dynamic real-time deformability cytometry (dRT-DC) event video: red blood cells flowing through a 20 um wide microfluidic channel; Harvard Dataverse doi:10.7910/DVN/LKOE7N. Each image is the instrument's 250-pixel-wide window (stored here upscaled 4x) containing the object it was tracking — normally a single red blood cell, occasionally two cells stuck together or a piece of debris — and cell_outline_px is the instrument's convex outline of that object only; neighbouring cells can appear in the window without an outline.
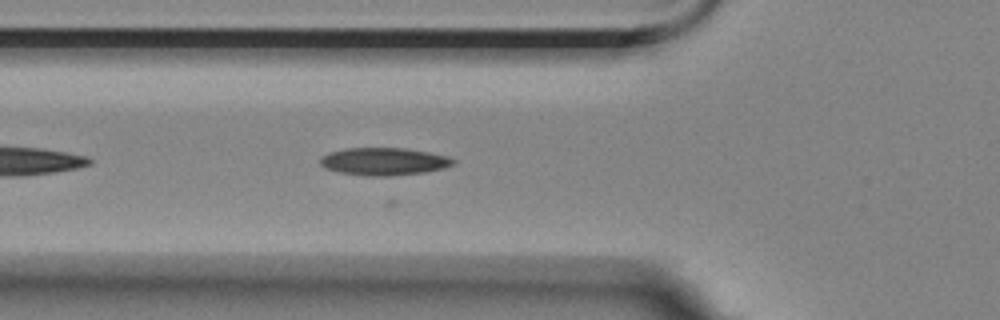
{"species": "Egyptian fruit bat (a non-hibernating species)", "species_latin": "Rousettus aegyptiacus", "temperature_condition": "room temperature", "stored_images_in_passage": 6, "camera_frame_rate_fps": 3000, "um_per_image_px": 0.085, "animal": {"sex": "female"}, "frame": {"image": 1, "passage_image": 6, "time_ms": 5.667, "image_size_px": [1000, 320], "cell_outline_px": [[456, 164], [444, 168], [424, 172], [392, 176], [368, 176], [340, 172], [324, 168], [320, 164], [320, 156], [328, 152], [344, 148], [404, 148], [428, 152], [448, 156], [456, 160]], "centroid_in_image_um": [32.63, 13.72], "position_along_channel_um": 93.2, "area_um2": 21.56}}